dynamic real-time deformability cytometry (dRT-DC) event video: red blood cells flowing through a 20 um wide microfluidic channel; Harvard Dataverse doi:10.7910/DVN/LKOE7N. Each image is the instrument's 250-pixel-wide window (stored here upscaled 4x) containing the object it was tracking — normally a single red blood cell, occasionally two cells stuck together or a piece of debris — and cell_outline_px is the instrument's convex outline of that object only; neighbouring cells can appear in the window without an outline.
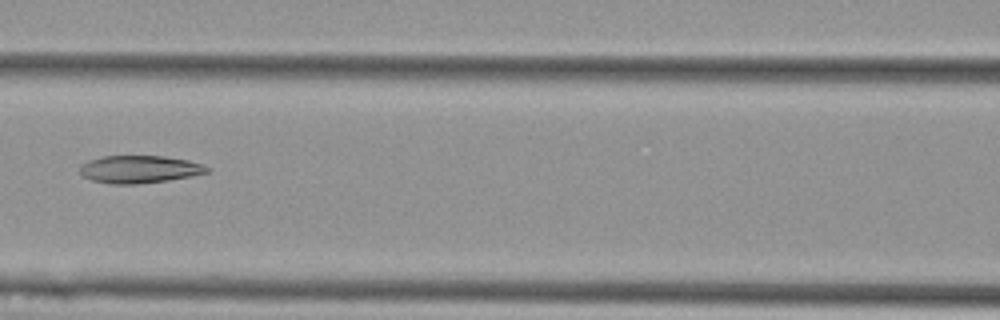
{"species": "Egyptian fruit bat (a non-hibernating species)", "species_latin": "Rousettus aegyptiacus", "temperature_condition": "cold", "stored_images_in_passage": 9, "camera_frame_rate_fps": 3000, "um_per_image_px": 0.085, "animal": {"sex": "female"}, "frame": {"image": 1, "passage_image": 7, "time_ms": 2.0, "image_size_px": [1000, 320], "cell_outline_px": [[208, 172], [168, 180], [136, 184], [112, 184], [92, 180], [84, 176], [80, 172], [80, 164], [88, 160], [104, 156], [164, 156], [188, 160], [200, 164], [208, 168]], "centroid_in_image_um": [11.79, 14.38], "position_along_channel_um": 154.8, "area_um2": 20.17}}
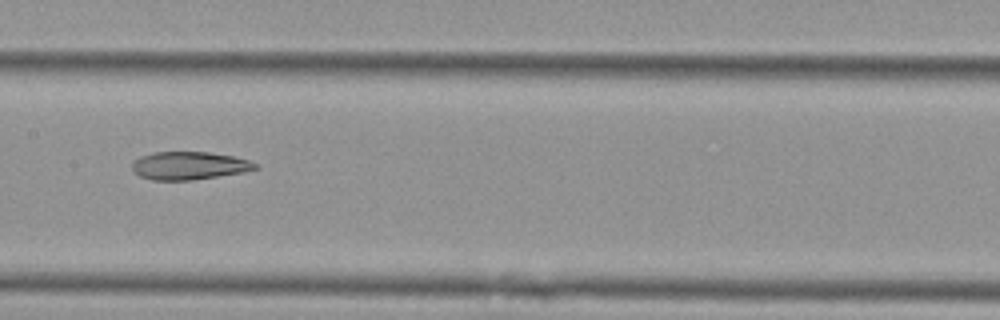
{"frame": {"image": 2, "passage_image": 8, "time_ms": 2.333, "image_size_px": [1000, 320], "cell_outline_px": [[260, 168], [244, 172], [192, 180], [152, 180], [140, 176], [132, 172], [132, 160], [140, 156], [156, 152], [208, 152], [236, 156], [248, 160], [256, 164]], "centroid_in_image_um": [16.06, 14.08], "position_along_channel_um": 191.3, "area_um2": 20.23}}
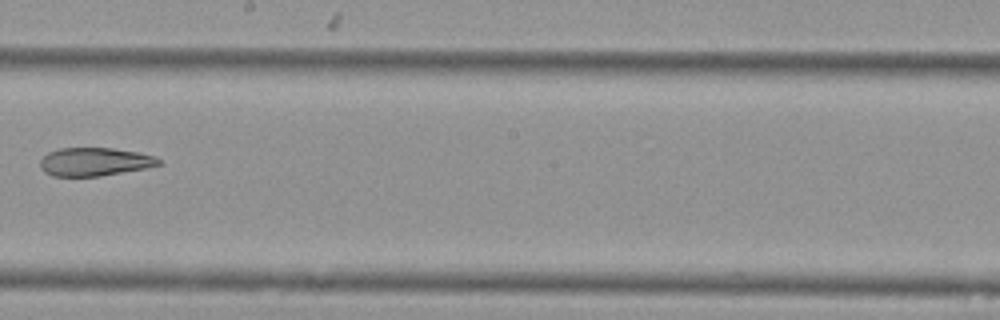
{"frame": {"image": 3, "passage_image": 9, "time_ms": 2.667, "image_size_px": [1000, 320], "cell_outline_px": [[164, 164], [148, 168], [100, 176], [52, 176], [44, 172], [40, 168], [40, 160], [48, 152], [60, 148], [112, 148], [136, 152], [152, 156], [160, 160]], "centroid_in_image_um": [8.03, 13.76], "position_along_channel_um": 240.2, "area_um2": 19.59}}